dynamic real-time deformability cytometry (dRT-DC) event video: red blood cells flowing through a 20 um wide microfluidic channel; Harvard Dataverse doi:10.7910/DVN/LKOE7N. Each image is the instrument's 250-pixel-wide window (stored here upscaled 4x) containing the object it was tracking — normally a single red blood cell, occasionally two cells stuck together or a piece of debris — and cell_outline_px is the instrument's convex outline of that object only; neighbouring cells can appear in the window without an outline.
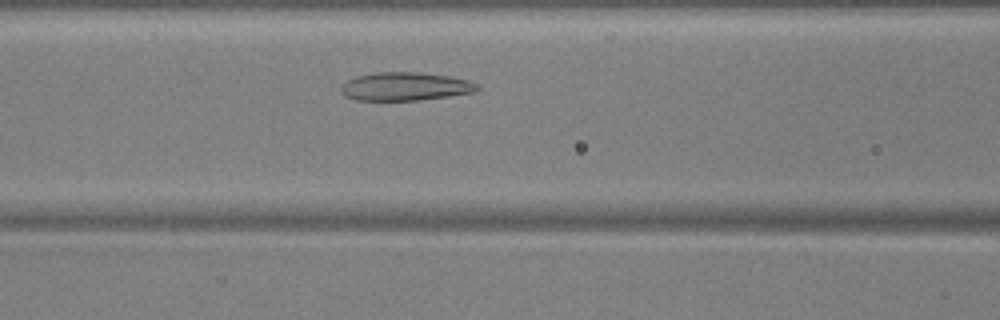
{"species": "common noctule bat (a hibernating species)", "species_latin": "Nyctalus noctula", "temperature_condition": "warm", "stored_images_in_passage": 35, "camera_frame_rate_fps": 3000, "um_per_image_px": 0.085, "animal": {"sex": "male", "body_mass_g": 17.9, "forearm_length_mm": 54.2}, "frame": {"image": 1, "passage_image": 11, "time_ms": 3.333, "image_size_px": [1000, 320], "cell_outline_px": [[480, 88], [476, 92], [420, 100], [356, 100], [344, 96], [340, 92], [340, 84], [356, 76], [376, 72], [416, 72], [448, 76], [468, 80], [476, 84]], "centroid_in_image_um": [34.4, 7.35], "position_along_channel_um": 132.2, "area_um2": 22.54}}
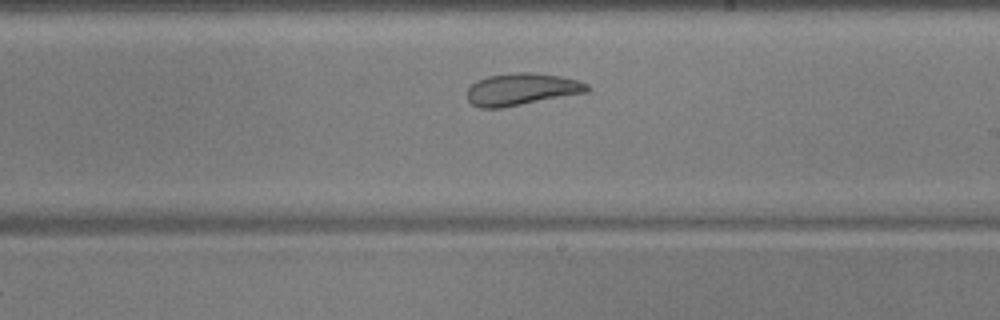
{"frame": {"image": 2, "passage_image": 20, "time_ms": 6.333, "image_size_px": [1000, 320], "cell_outline_px": [[588, 92], [504, 108], [480, 108], [472, 104], [468, 100], [468, 88], [476, 80], [488, 76], [516, 72], [532, 72], [560, 76], [580, 80], [588, 84]], "centroid_in_image_um": [44.34, 7.59], "position_along_channel_um": 244.7, "area_um2": 22.6}}
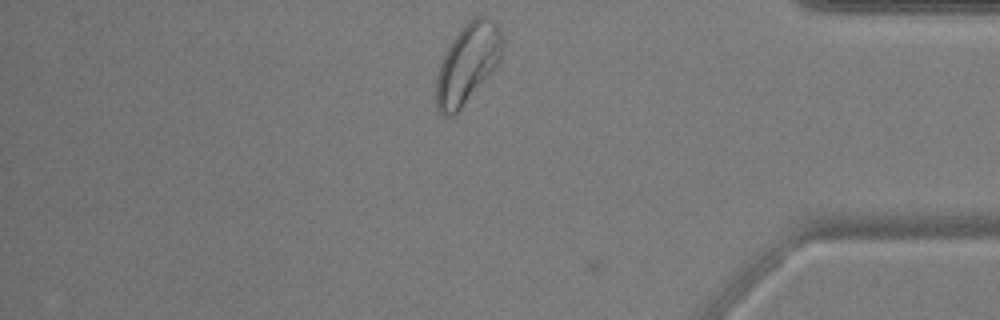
{"frame": {"image": 3, "passage_image": 34, "time_ms": 11.0, "image_size_px": [1000, 320], "cell_outline_px": [[504, 48], [500, 64], [460, 108], [452, 116], [444, 116], [436, 108], [436, 80], [440, 64], [452, 40], [464, 24], [468, 20], [476, 16], [484, 16], [492, 20], [500, 28], [504, 40]], "centroid_in_image_um": [39.79, 5.38], "position_along_channel_um": 395.4, "area_um2": 30.75}, "authors_computed_cell_mechanics": {"area_um2": 22.4264, "velocity_mm_per_s": 3.7667, "shape_relaxation_time_tau1_ms": 4.0995, "shape_relaxation_time_tau2_ms": 2.0518, "deformation_change_tau1": 0.1059, "deformation_change_tau2": 0.0812}}